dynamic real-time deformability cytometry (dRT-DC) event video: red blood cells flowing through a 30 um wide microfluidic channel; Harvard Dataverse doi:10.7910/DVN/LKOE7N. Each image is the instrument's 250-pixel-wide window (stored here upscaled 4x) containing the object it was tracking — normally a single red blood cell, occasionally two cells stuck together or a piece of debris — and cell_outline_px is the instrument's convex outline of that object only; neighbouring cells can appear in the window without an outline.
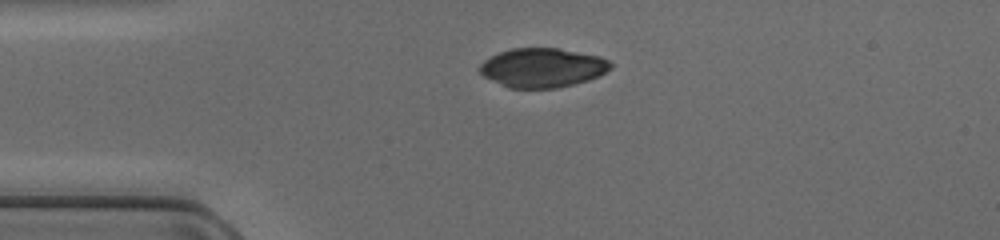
{"species": "common noctule bat (a hibernating species)", "species_latin": "Nyctalus noctula", "temperature_condition": "cold", "stored_images_in_passage": 37, "camera_frame_rate_fps": 3000, "um_per_image_px": 0.085, "animal": {"sex": "female", "body_mass_g": 17.0, "forearm_length_mm": 48.0}, "frame": {"image": 1, "passage_image": 1, "time_ms": 0.0, "image_size_px": [1000, 240], "cell_outline_px": [[612, 68], [600, 76], [588, 80], [556, 88], [508, 88], [484, 76], [476, 68], [484, 60], [500, 52], [512, 48], [556, 48], [600, 56], [608, 60], [612, 64]], "centroid_in_image_um": [46.11, 5.76], "position_along_channel_um": 38.9, "area_um2": 29.88}}
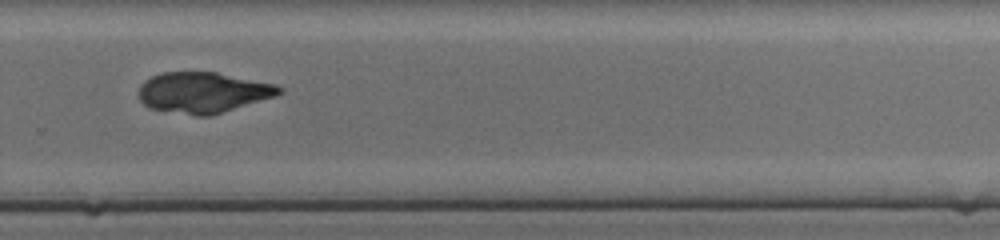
{"frame": {"image": 2, "passage_image": 22, "time_ms": 7.0, "image_size_px": [1000, 240], "cell_outline_px": [[284, 92], [276, 96], [208, 116], [196, 116], [148, 108], [140, 100], [140, 84], [144, 80], [160, 72], [216, 72], [276, 84], [284, 88]], "centroid_in_image_um": [17.27, 7.85], "position_along_channel_um": 312.5, "area_um2": 33.35}}
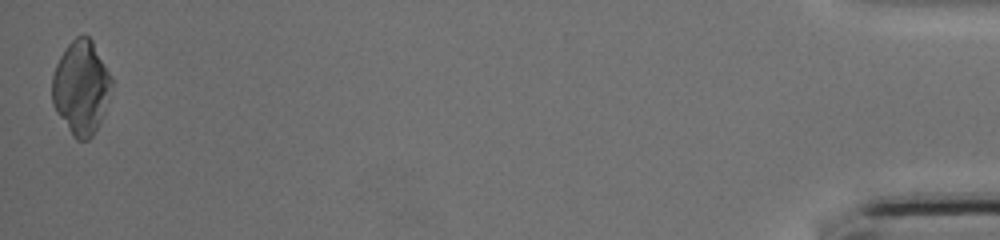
{"frame": {"image": 3, "passage_image": 37, "time_ms": 12.0, "image_size_px": [1000, 240], "cell_outline_px": [[112, 84], [104, 112], [92, 136], [88, 140], [76, 140], [72, 136], [56, 112], [52, 104], [52, 76], [56, 64], [60, 56], [68, 44], [76, 36], [84, 32], [92, 40], [112, 76]], "centroid_in_image_um": [6.88, 7.42], "position_along_channel_um": 428.3, "area_um2": 32.6}}